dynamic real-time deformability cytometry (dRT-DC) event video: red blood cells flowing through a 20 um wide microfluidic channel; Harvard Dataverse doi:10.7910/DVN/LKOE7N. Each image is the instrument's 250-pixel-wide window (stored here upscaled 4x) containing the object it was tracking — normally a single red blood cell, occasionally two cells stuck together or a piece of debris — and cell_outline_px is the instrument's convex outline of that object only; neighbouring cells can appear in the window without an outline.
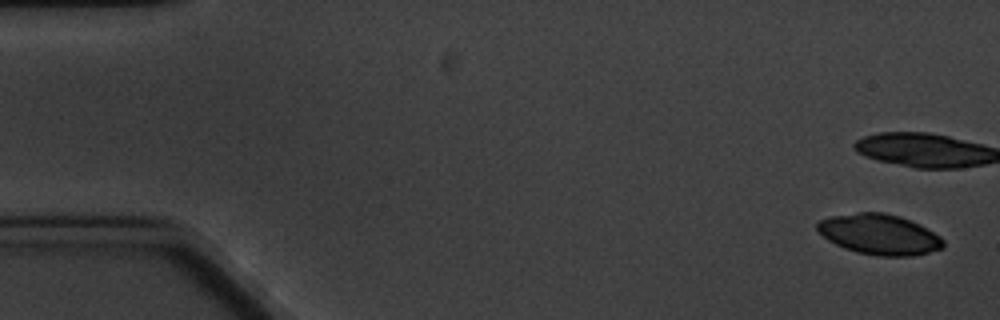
{"species": "common noctule bat (a hibernating species)", "species_latin": "Nyctalus noctula", "temperature_condition": "cold", "stored_images_in_passage": 5, "camera_frame_rate_fps": 3000, "um_per_image_px": 0.085, "animal": {"sex": "male", "body_mass_g": 20.1, "forearm_length_mm": 53.5}, "frame": {"image": 1, "passage_image": 1, "time_ms": 0.0, "image_size_px": [1000, 320], "cell_outline_px": [[944, 248], [912, 256], [876, 256], [856, 252], [844, 248], [828, 240], [816, 228], [816, 224], [820, 220], [832, 216], [860, 212], [884, 212], [900, 216], [920, 224], [940, 236], [944, 240]], "centroid_in_image_um": [74.77, 19.92], "position_along_channel_um": 10.2, "area_um2": 29.71}}